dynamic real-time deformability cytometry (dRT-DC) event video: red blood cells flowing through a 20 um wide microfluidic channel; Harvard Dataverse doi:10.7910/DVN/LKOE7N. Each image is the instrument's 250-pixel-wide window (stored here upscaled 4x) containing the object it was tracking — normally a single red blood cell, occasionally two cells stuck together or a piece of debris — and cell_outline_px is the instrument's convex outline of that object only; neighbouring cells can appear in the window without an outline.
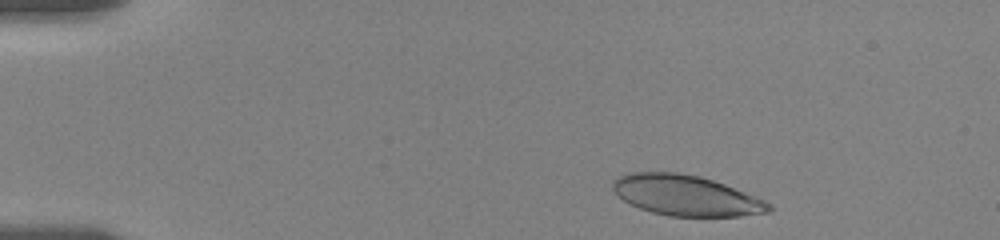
{"species": "human", "species_latin": "Homo sapiens", "temperature_condition": "room temperature", "stored_images_in_passage": 72, "camera_frame_rate_fps": 3000, "um_per_image_px": 0.085, "donor": {"sex": "female"}, "frame": {"image": 1, "passage_image": 5, "time_ms": 0.667, "image_size_px": [1000, 240], "cell_outline_px": [[772, 208], [768, 212], [740, 216], [668, 216], [652, 212], [640, 208], [624, 200], [612, 188], [612, 180], [628, 172], [676, 172], [700, 176], [724, 184], [764, 200], [772, 204]], "centroid_in_image_um": [58.3, 16.61], "position_along_channel_um": 26.7, "area_um2": 36.53}}
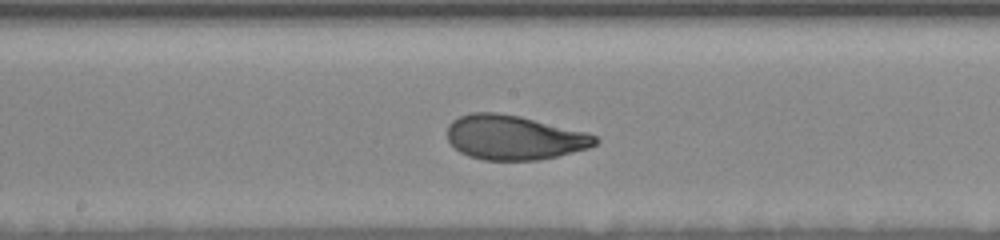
{"frame": {"image": 2, "passage_image": 38, "time_ms": 8.0, "image_size_px": [1000, 240], "cell_outline_px": [[600, 140], [596, 144], [588, 148], [556, 156], [536, 160], [484, 160], [468, 156], [460, 152], [448, 140], [448, 124], [452, 120], [460, 116], [472, 112], [496, 112], [520, 116], [588, 132], [596, 136]], "centroid_in_image_um": [43.7, 11.68], "position_along_channel_um": 204.5, "area_um2": 38.38}}
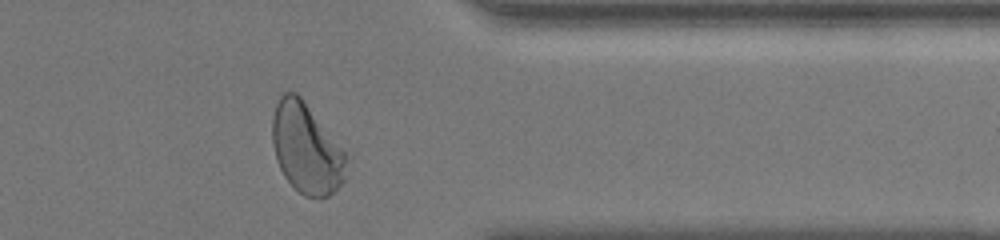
{"frame": {"image": 3, "passage_image": 68, "time_ms": 13.333, "image_size_px": [1000, 240], "cell_outline_px": [[348, 176], [328, 196], [320, 200], [304, 196], [284, 176], [276, 160], [272, 144], [272, 116], [276, 104], [280, 96], [284, 92], [296, 92], [300, 96], [344, 152]], "centroid_in_image_um": [26.01, 12.65], "position_along_channel_um": 385.4, "area_um2": 38.55}, "authors_computed_cell_mechanics": {"area_um2": 38.2636, "velocity_mm_per_s": 3.5192, "shape_relaxation_time_tau1_ms": 4.454, "shape_relaxation_time_tau2_ms": null, "deformation_change_tau1": 0.1861, "deformation_change_tau2": null}}